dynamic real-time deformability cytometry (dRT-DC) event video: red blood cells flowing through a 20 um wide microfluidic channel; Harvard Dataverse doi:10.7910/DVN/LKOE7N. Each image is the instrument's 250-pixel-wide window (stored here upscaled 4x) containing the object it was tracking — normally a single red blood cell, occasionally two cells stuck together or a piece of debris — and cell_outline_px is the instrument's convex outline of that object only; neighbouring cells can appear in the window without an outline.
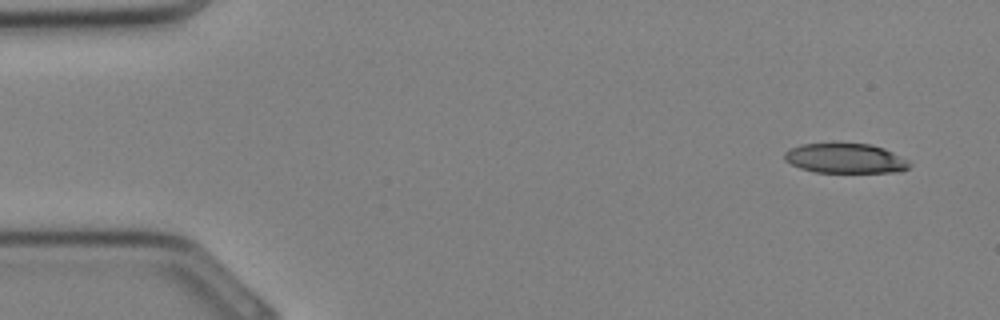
{"species": "Egyptian fruit bat (a non-hibernating species)", "species_latin": "Rousettus aegyptiacus", "temperature_condition": "cold", "stored_images_in_passage": 32, "camera_frame_rate_fps": 3000, "um_per_image_px": 0.085, "animal": {"sex": "female"}, "frame": {"image": 1, "passage_image": 1, "time_ms": 0.0, "image_size_px": [1000, 320], "cell_outline_px": [[912, 164], [908, 168], [900, 172], [816, 172], [800, 168], [784, 160], [784, 152], [788, 148], [800, 144], [872, 144], [884, 148], [908, 160]], "centroid_in_image_um": [71.85, 13.46], "position_along_channel_um": 13.2, "area_um2": 21.68}}
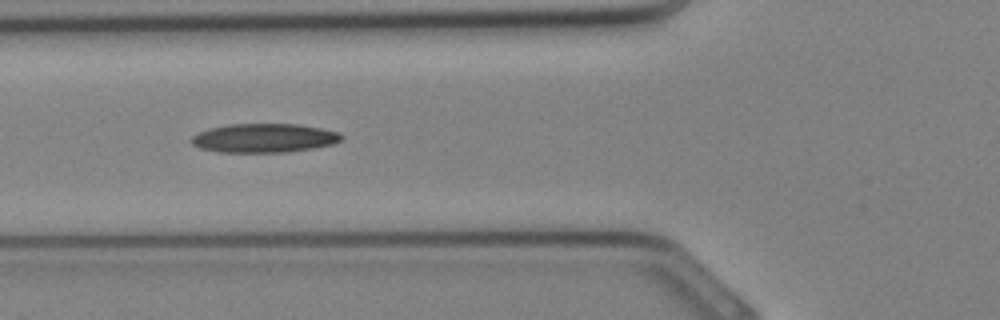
{"frame": {"image": 2, "passage_image": 11, "time_ms": 3.333, "image_size_px": [1000, 320], "cell_outline_px": [[344, 136], [340, 140], [332, 144], [312, 148], [288, 152], [220, 152], [200, 148], [192, 144], [188, 140], [196, 132], [208, 128], [228, 124], [300, 124], [340, 132]], "centroid_in_image_um": [22.4, 11.73], "position_along_channel_um": 103.4, "area_um2": 25.49}}
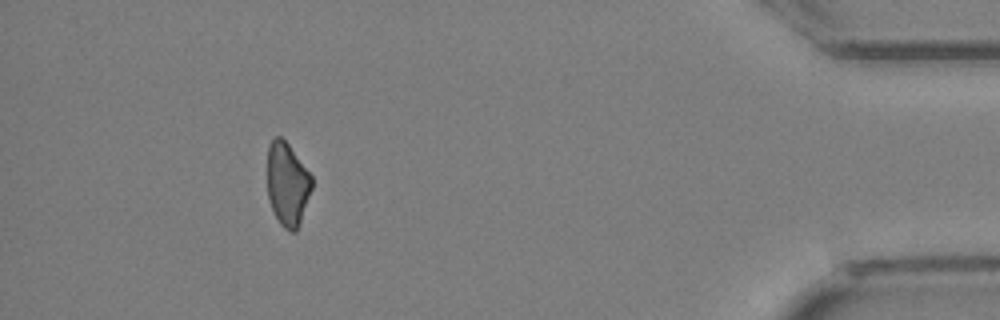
{"frame": {"image": 3, "passage_image": 29, "time_ms": 9.333, "image_size_px": [1000, 320], "cell_outline_px": [[312, 188], [296, 232], [292, 232], [284, 228], [280, 224], [272, 208], [268, 196], [268, 144], [276, 136], [280, 136], [288, 144], [312, 176]], "centroid_in_image_um": [24.42, 15.64], "position_along_channel_um": 410.8, "area_um2": 21.27}}